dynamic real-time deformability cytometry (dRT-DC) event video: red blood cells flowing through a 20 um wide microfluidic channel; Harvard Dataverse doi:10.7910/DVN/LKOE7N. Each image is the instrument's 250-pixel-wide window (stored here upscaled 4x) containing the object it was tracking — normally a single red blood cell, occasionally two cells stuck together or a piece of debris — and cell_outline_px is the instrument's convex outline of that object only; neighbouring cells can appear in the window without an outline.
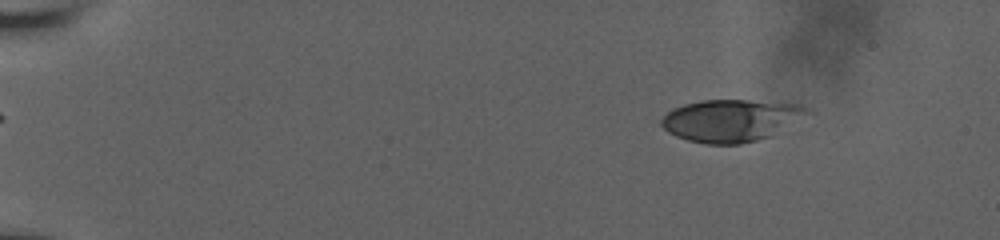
{"species": "human", "species_latin": "Homo sapiens", "temperature_condition": "room temperature", "stored_images_in_passage": 10, "camera_frame_rate_fps": 3000, "um_per_image_px": 0.085, "donor": {"sex": "male"}, "frame": {"image": 1, "passage_image": 3, "time_ms": 0.667, "image_size_px": [1000, 240], "cell_outline_px": [[816, 112], [768, 136], [756, 140], [740, 144], [708, 144], [688, 140], [676, 136], [668, 132], [660, 124], [660, 120], [672, 108], [684, 104], [704, 100], [748, 100], [800, 104]], "centroid_in_image_um": [62.16, 10.22], "position_along_channel_um": 22.8, "area_um2": 35.89}}
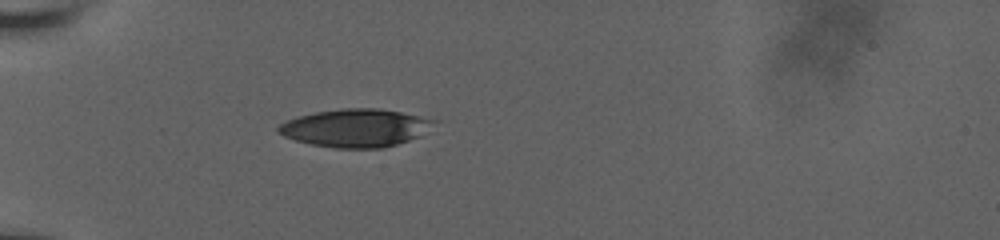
{"frame": {"image": 2, "passage_image": 8, "time_ms": 2.333, "image_size_px": [1000, 240], "cell_outline_px": [[440, 120], [420, 136], [396, 144], [380, 148], [336, 148], [312, 144], [296, 140], [284, 136], [276, 132], [276, 128], [280, 124], [288, 120], [300, 116], [316, 112], [340, 108], [380, 108]], "centroid_in_image_um": [30.25, 10.86], "position_along_channel_um": 54.8, "area_um2": 34.33}}
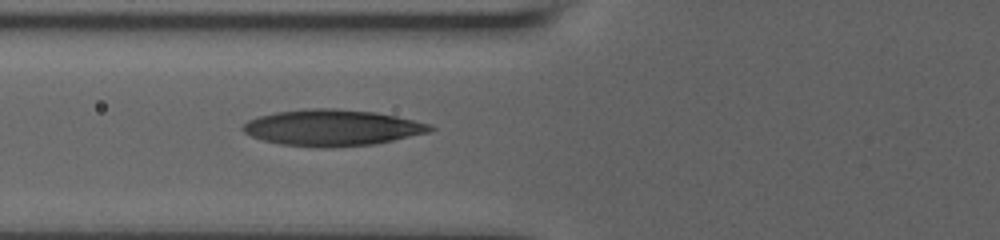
{"frame": {"image": 3, "passage_image": 10, "time_ms": 3.0, "image_size_px": [1000, 240], "cell_outline_px": [[436, 128], [428, 132], [376, 144], [332, 148], [316, 148], [280, 144], [264, 140], [252, 136], [244, 132], [240, 128], [248, 120], [260, 116], [276, 112], [304, 108], [336, 108], [376, 112], [396, 116], [428, 124]], "centroid_in_image_um": [28.21, 10.86], "position_along_channel_um": 97.6, "area_um2": 39.65}}